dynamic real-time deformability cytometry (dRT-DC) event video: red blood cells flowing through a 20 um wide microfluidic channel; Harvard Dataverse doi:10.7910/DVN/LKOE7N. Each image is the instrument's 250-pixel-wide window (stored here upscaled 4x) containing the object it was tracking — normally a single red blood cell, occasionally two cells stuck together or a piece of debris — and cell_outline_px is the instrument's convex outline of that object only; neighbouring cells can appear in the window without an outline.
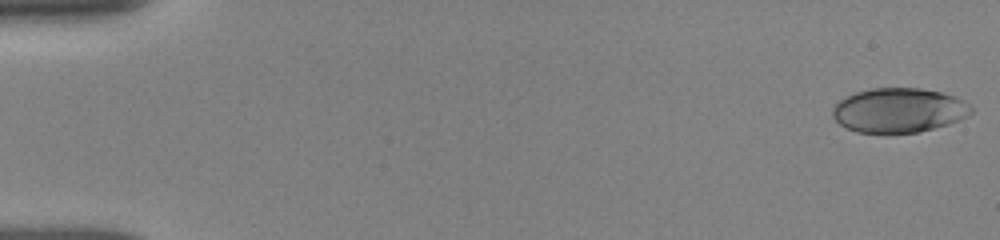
{"species": "human", "species_latin": "Homo sapiens", "temperature_condition": "room temperature", "stored_images_in_passage": 5, "camera_frame_rate_fps": 3000, "um_per_image_px": 0.085, "donor": {"sex": "female"}, "frame": {"image": 1, "passage_image": 1, "time_ms": 0.0, "image_size_px": [1000, 240], "cell_outline_px": [[972, 112], [948, 124], [920, 132], [856, 132], [840, 124], [832, 116], [832, 108], [840, 100], [856, 92], [872, 88], [920, 88], [940, 92], [964, 100], [972, 108]], "centroid_in_image_um": [76.38, 9.37], "position_along_channel_um": 8.6, "area_um2": 35.43}}
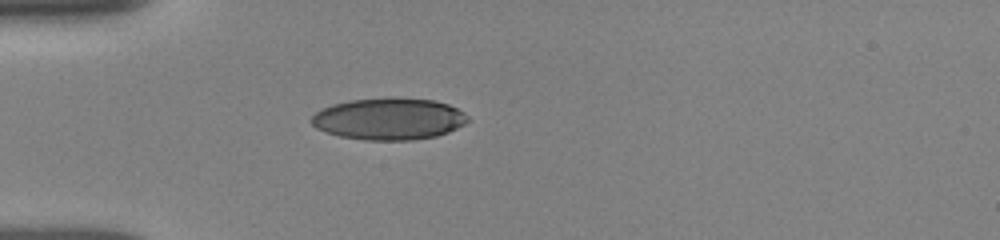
{"frame": {"image": 2, "passage_image": 5, "time_ms": 4.667, "image_size_px": [1000, 240], "cell_outline_px": [[472, 120], [448, 132], [436, 136], [412, 140], [368, 140], [340, 136], [316, 128], [312, 124], [312, 116], [316, 112], [332, 104], [348, 100], [388, 96], [392, 96], [436, 100], [448, 104], [464, 112]], "centroid_in_image_um": [33.1, 10.08], "position_along_channel_um": 51.9, "area_um2": 38.49}}